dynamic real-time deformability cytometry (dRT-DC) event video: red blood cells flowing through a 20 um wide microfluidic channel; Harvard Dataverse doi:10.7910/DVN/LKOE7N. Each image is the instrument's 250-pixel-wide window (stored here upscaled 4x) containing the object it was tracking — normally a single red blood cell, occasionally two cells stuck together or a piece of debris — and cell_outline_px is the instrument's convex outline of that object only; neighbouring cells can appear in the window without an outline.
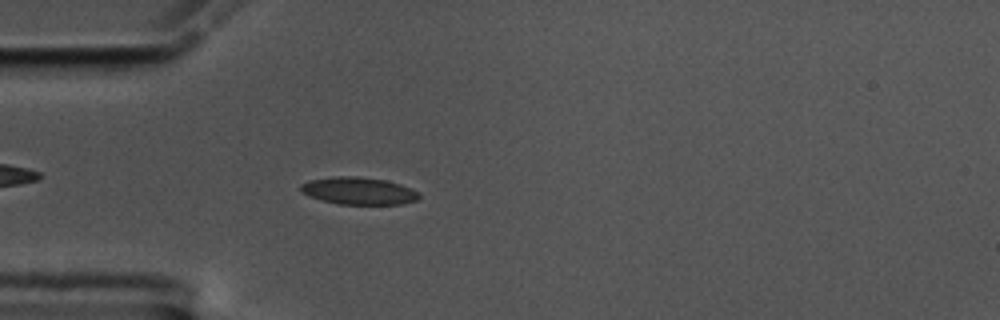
{"species": "common noctule bat (a hibernating species)", "species_latin": "Nyctalus noctula", "temperature_condition": "cold", "stored_images_in_passage": 47, "camera_frame_rate_fps": 3000, "um_per_image_px": 0.085, "animal": {"sex": "male", "body_mass_g": 17.5, "forearm_length_mm": 52.3}, "frame": {"image": 1, "passage_image": 6, "time_ms": 1.667, "image_size_px": [1000, 320], "cell_outline_px": [[420, 196], [416, 200], [404, 204], [340, 204], [320, 200], [300, 192], [300, 184], [308, 180], [336, 176], [356, 176], [384, 180], [400, 184], [420, 192]], "centroid_in_image_um": [30.46, 16.22], "position_along_channel_um": 54.5, "area_um2": 18.9}}
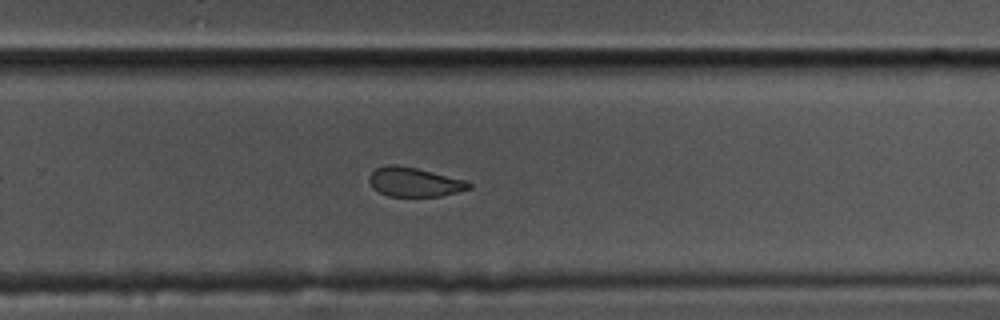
{"frame": {"image": 2, "passage_image": 27, "time_ms": 8.667, "image_size_px": [1000, 320], "cell_outline_px": [[472, 188], [440, 196], [388, 196], [372, 188], [368, 180], [368, 176], [376, 168], [388, 164], [396, 164], [416, 168], [468, 180], [472, 184]], "centroid_in_image_um": [35.22, 15.46], "position_along_channel_um": 294.6, "area_um2": 17.11}}
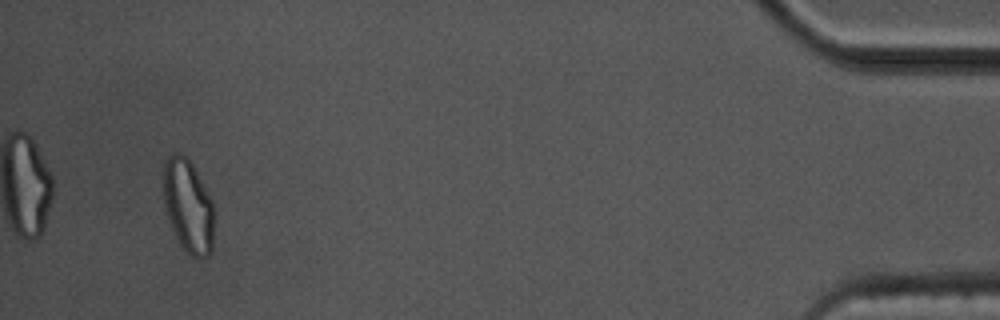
{"frame": {"image": 3, "passage_image": 44, "time_ms": 14.333, "image_size_px": [1000, 320], "cell_outline_px": [[212, 252], [208, 256], [200, 260], [196, 260], [180, 244], [172, 228], [164, 204], [164, 164], [168, 156], [172, 152], [184, 152], [192, 164], [212, 200]], "centroid_in_image_um": [15.99, 17.5], "position_along_channel_um": 419.2, "area_um2": 27.34}, "authors_computed_cell_mechanics": {"area_um2": 18.496, "velocity_mm_per_s": 3.5201, "shape_relaxation_time_tau1_ms": null, "shape_relaxation_time_tau2_ms": 2.3061, "deformation_change_tau1": null, "deformation_change_tau2": 0.0809}}